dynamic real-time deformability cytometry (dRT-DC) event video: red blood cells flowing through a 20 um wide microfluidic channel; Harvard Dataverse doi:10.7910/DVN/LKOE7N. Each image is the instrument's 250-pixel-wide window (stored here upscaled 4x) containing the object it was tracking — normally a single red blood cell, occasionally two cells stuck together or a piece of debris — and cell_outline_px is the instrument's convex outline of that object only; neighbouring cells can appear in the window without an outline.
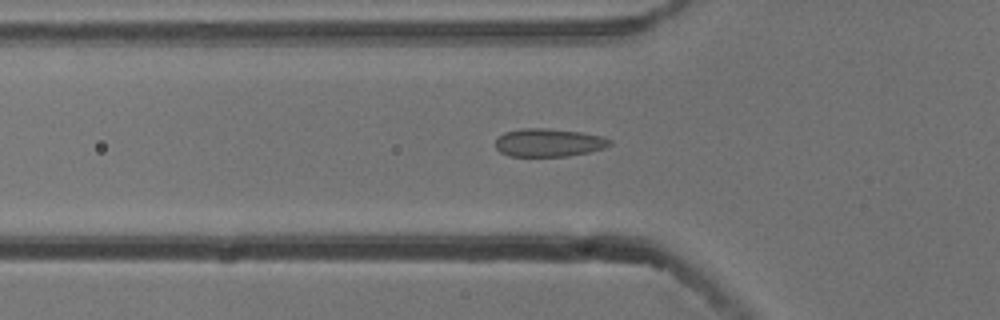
{"species": "common noctule bat (a hibernating species)", "species_latin": "Nyctalus noctula", "temperature_condition": "cold", "stored_images_in_passage": 40, "camera_frame_rate_fps": 3000, "um_per_image_px": 0.085, "animal": {"sex": "male", "body_mass_g": 13.3}, "frame": {"image": 1, "passage_image": 9, "time_ms": 2.667, "image_size_px": [1000, 320], "cell_outline_px": [[612, 144], [604, 148], [588, 152], [568, 156], [508, 156], [500, 152], [496, 148], [496, 140], [504, 132], [520, 128], [544, 128], [580, 132], [600, 136], [612, 140]], "centroid_in_image_um": [46.62, 12.12], "position_along_channel_um": 79.2, "area_um2": 18.67}}
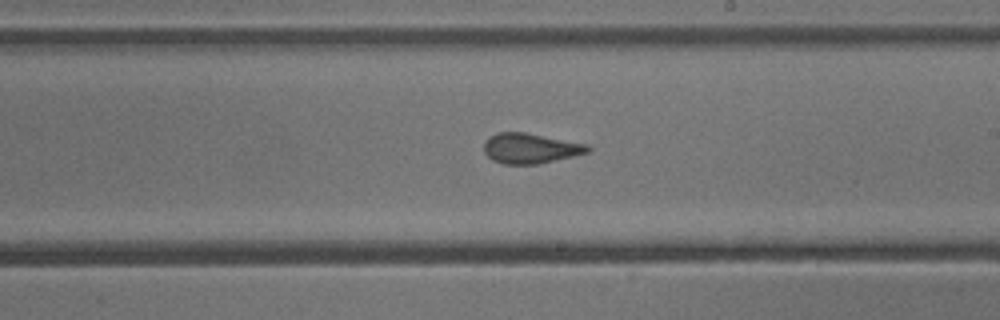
{"frame": {"image": 2, "passage_image": 22, "time_ms": 7.0, "image_size_px": [1000, 320], "cell_outline_px": [[592, 148], [588, 152], [540, 164], [504, 164], [492, 160], [484, 152], [484, 140], [488, 136], [496, 132], [524, 132], [588, 144]], "centroid_in_image_um": [45.05, 12.6], "position_along_channel_um": 244.0, "area_um2": 18.38}}
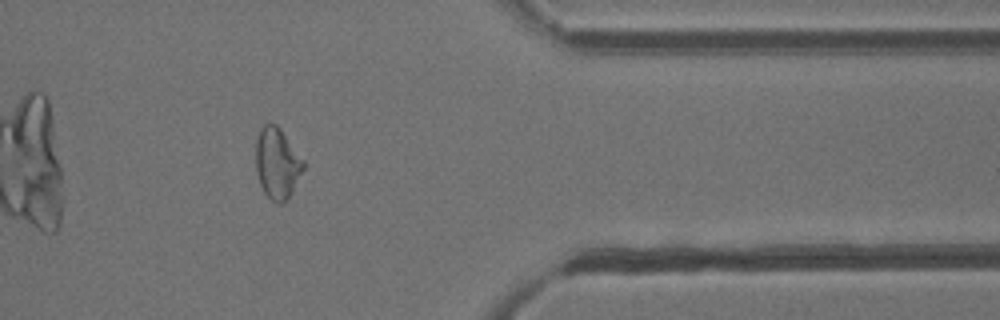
{"frame": {"image": 3, "passage_image": 35, "time_ms": 11.333, "image_size_px": [1000, 320], "cell_outline_px": [[304, 168], [288, 200], [280, 204], [272, 200], [264, 192], [260, 184], [256, 172], [256, 140], [260, 128], [264, 124], [276, 124], [280, 128], [304, 160]], "centroid_in_image_um": [23.56, 13.88], "position_along_channel_um": 387.8, "area_um2": 19.65}}